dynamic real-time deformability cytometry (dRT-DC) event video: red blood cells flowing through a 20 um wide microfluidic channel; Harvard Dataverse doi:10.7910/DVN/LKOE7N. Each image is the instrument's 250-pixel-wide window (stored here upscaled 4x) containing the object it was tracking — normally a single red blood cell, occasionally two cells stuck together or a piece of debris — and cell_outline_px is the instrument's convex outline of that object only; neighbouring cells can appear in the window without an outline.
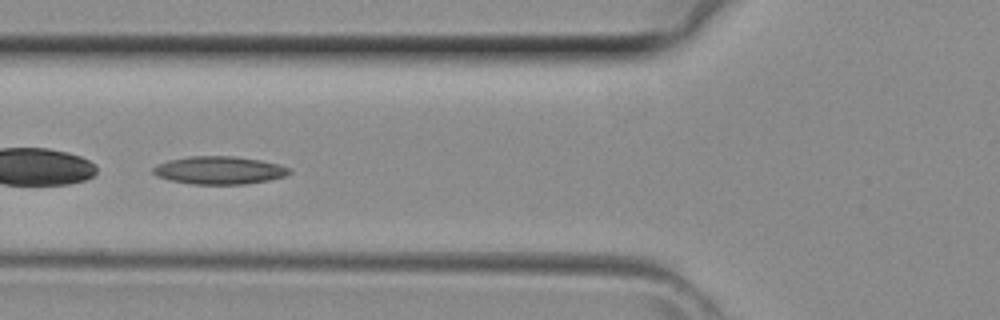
{"species": "common noctule bat (a hibernating species)", "species_latin": "Nyctalus noctula", "temperature_condition": "room temperature", "stored_images_in_passage": 37, "camera_frame_rate_fps": 3000, "um_per_image_px": 0.085, "animal": {"sex": "female", "body_mass_g": 29.2, "forearm_length_mm": 56.3}, "frame": {"image": 1, "passage_image": 11, "time_ms": 3.333, "image_size_px": [1000, 320], "cell_outline_px": [[292, 172], [288, 176], [268, 180], [244, 184], [192, 184], [168, 180], [156, 176], [152, 172], [152, 168], [156, 164], [168, 160], [188, 156], [232, 156], [260, 160], [280, 164], [292, 168]], "centroid_in_image_um": [18.64, 14.47], "position_along_channel_um": 107.2, "area_um2": 22.43}}
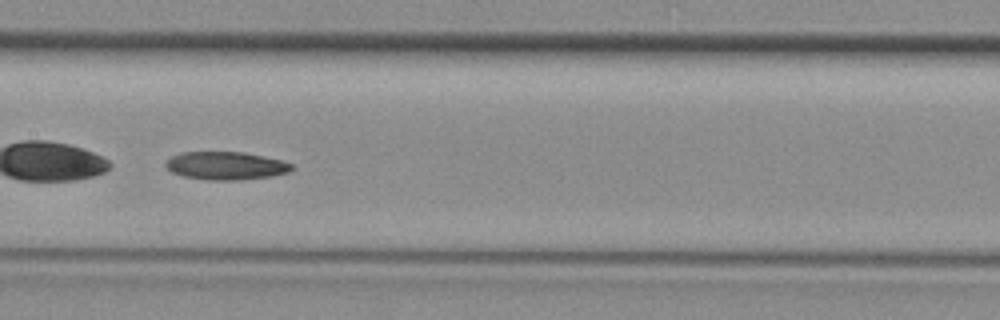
{"frame": {"image": 2, "passage_image": 16, "time_ms": 5.0, "image_size_px": [1000, 320], "cell_outline_px": [[292, 168], [288, 172], [268, 176], [240, 180], [204, 180], [184, 176], [172, 172], [164, 164], [172, 156], [180, 152], [244, 152], [264, 156], [280, 160], [292, 164]], "centroid_in_image_um": [19.16, 14.08], "position_along_channel_um": 188.2, "area_um2": 20.4}}
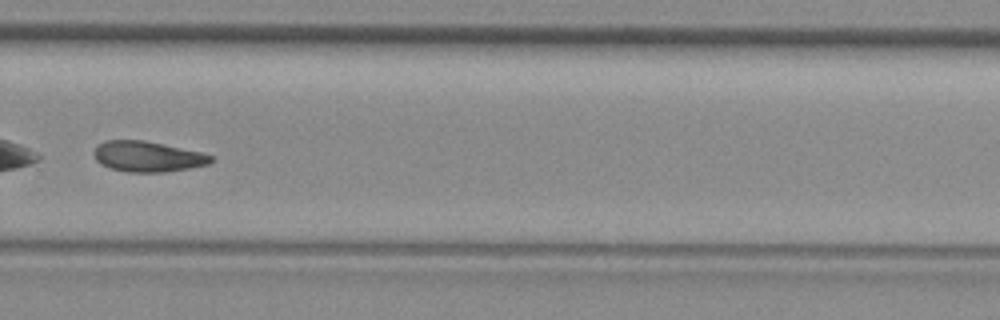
{"frame": {"image": 3, "passage_image": 24, "time_ms": 7.667, "image_size_px": [1000, 320], "cell_outline_px": [[212, 160], [208, 164], [188, 168], [164, 172], [128, 172], [112, 168], [100, 164], [96, 160], [92, 152], [100, 144], [108, 140], [144, 140], [200, 152], [212, 156]], "centroid_in_image_um": [12.52, 13.3], "position_along_channel_um": 317.3, "area_um2": 20.52}}